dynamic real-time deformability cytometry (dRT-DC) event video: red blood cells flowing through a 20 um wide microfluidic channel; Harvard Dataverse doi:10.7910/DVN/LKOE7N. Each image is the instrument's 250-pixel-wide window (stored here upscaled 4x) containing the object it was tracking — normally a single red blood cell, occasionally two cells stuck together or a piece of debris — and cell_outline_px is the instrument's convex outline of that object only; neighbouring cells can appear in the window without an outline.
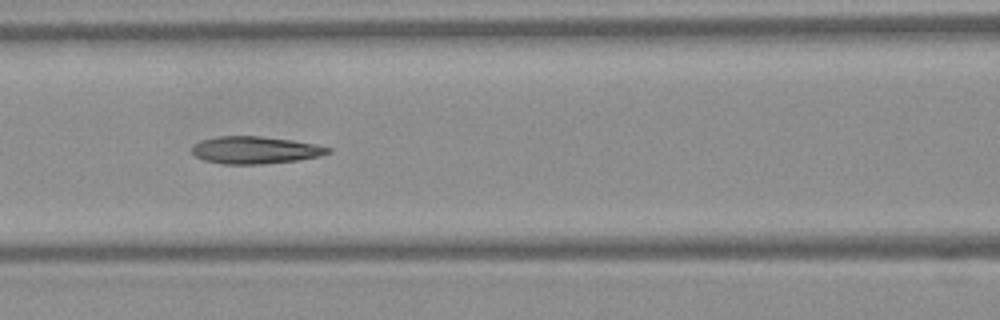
{"species": "Egyptian fruit bat (a non-hibernating species)", "species_latin": "Rousettus aegyptiacus", "temperature_condition": "warm", "stored_images_in_passage": 8, "camera_frame_rate_fps": 3000, "um_per_image_px": 0.085, "frame": {"image": 1, "passage_image": 6, "time_ms": 1.667, "image_size_px": [1000, 320], "cell_outline_px": [[332, 152], [320, 156], [296, 160], [260, 164], [224, 164], [204, 160], [196, 156], [192, 152], [192, 144], [200, 140], [216, 136], [260, 136], [292, 140], [316, 144], [332, 148]], "centroid_in_image_um": [21.68, 12.74], "position_along_channel_um": 144.9, "area_um2": 21.73}}
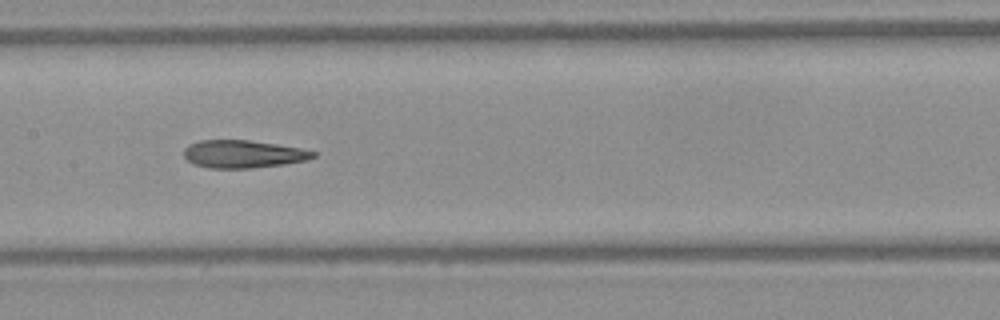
{"frame": {"image": 2, "passage_image": 7, "time_ms": 2.0, "image_size_px": [1000, 320], "cell_outline_px": [[316, 156], [308, 160], [284, 164], [252, 168], [208, 168], [192, 164], [184, 156], [184, 148], [188, 144], [200, 140], [248, 140], [276, 144], [300, 148], [316, 152]], "centroid_in_image_um": [20.65, 13.09], "position_along_channel_um": 186.8, "area_um2": 20.98}}
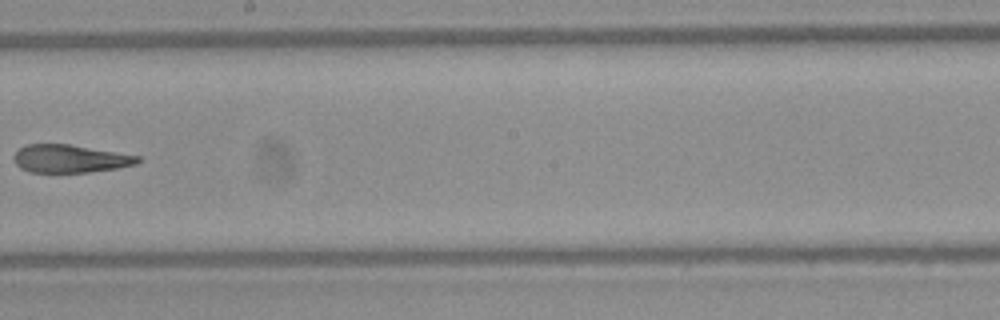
{"frame": {"image": 3, "passage_image": 8, "time_ms": 2.333, "image_size_px": [1000, 320], "cell_outline_px": [[140, 160], [136, 164], [116, 168], [88, 172], [28, 172], [20, 168], [16, 164], [12, 156], [20, 148], [28, 144], [68, 144], [140, 156]], "centroid_in_image_um": [5.92, 13.49], "position_along_channel_um": 242.3, "area_um2": 20.0}}